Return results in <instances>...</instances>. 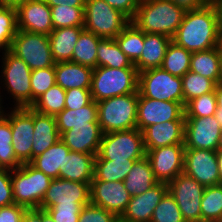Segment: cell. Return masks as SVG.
<instances>
[{
	"label": "cell",
	"instance_id": "cell-21",
	"mask_svg": "<svg viewBox=\"0 0 222 222\" xmlns=\"http://www.w3.org/2000/svg\"><path fill=\"white\" fill-rule=\"evenodd\" d=\"M102 135L98 122H87V124L73 125L60 135V139L70 151L97 155Z\"/></svg>",
	"mask_w": 222,
	"mask_h": 222
},
{
	"label": "cell",
	"instance_id": "cell-47",
	"mask_svg": "<svg viewBox=\"0 0 222 222\" xmlns=\"http://www.w3.org/2000/svg\"><path fill=\"white\" fill-rule=\"evenodd\" d=\"M85 205H60L55 204L45 211L55 222H78L82 208Z\"/></svg>",
	"mask_w": 222,
	"mask_h": 222
},
{
	"label": "cell",
	"instance_id": "cell-22",
	"mask_svg": "<svg viewBox=\"0 0 222 222\" xmlns=\"http://www.w3.org/2000/svg\"><path fill=\"white\" fill-rule=\"evenodd\" d=\"M142 133L145 151L168 145L184 144L185 120L152 124Z\"/></svg>",
	"mask_w": 222,
	"mask_h": 222
},
{
	"label": "cell",
	"instance_id": "cell-6",
	"mask_svg": "<svg viewBox=\"0 0 222 222\" xmlns=\"http://www.w3.org/2000/svg\"><path fill=\"white\" fill-rule=\"evenodd\" d=\"M145 156L143 133L134 128L104 133L95 160H140Z\"/></svg>",
	"mask_w": 222,
	"mask_h": 222
},
{
	"label": "cell",
	"instance_id": "cell-8",
	"mask_svg": "<svg viewBox=\"0 0 222 222\" xmlns=\"http://www.w3.org/2000/svg\"><path fill=\"white\" fill-rule=\"evenodd\" d=\"M2 57V78L4 87L15 100V108L30 107L32 105L31 69L10 50H4Z\"/></svg>",
	"mask_w": 222,
	"mask_h": 222
},
{
	"label": "cell",
	"instance_id": "cell-30",
	"mask_svg": "<svg viewBox=\"0 0 222 222\" xmlns=\"http://www.w3.org/2000/svg\"><path fill=\"white\" fill-rule=\"evenodd\" d=\"M189 71L212 79L216 84L219 83L220 46L192 53Z\"/></svg>",
	"mask_w": 222,
	"mask_h": 222
},
{
	"label": "cell",
	"instance_id": "cell-43",
	"mask_svg": "<svg viewBox=\"0 0 222 222\" xmlns=\"http://www.w3.org/2000/svg\"><path fill=\"white\" fill-rule=\"evenodd\" d=\"M217 108L215 91L205 93L190 100L184 107L185 117L214 116Z\"/></svg>",
	"mask_w": 222,
	"mask_h": 222
},
{
	"label": "cell",
	"instance_id": "cell-25",
	"mask_svg": "<svg viewBox=\"0 0 222 222\" xmlns=\"http://www.w3.org/2000/svg\"><path fill=\"white\" fill-rule=\"evenodd\" d=\"M93 69L71 61L55 63L56 84L64 90L91 88Z\"/></svg>",
	"mask_w": 222,
	"mask_h": 222
},
{
	"label": "cell",
	"instance_id": "cell-61",
	"mask_svg": "<svg viewBox=\"0 0 222 222\" xmlns=\"http://www.w3.org/2000/svg\"><path fill=\"white\" fill-rule=\"evenodd\" d=\"M217 150H222V129L220 132V138H219V144H218Z\"/></svg>",
	"mask_w": 222,
	"mask_h": 222
},
{
	"label": "cell",
	"instance_id": "cell-62",
	"mask_svg": "<svg viewBox=\"0 0 222 222\" xmlns=\"http://www.w3.org/2000/svg\"><path fill=\"white\" fill-rule=\"evenodd\" d=\"M0 97H1V95H0ZM2 98H0V109H2L3 107H2V105H1V100Z\"/></svg>",
	"mask_w": 222,
	"mask_h": 222
},
{
	"label": "cell",
	"instance_id": "cell-44",
	"mask_svg": "<svg viewBox=\"0 0 222 222\" xmlns=\"http://www.w3.org/2000/svg\"><path fill=\"white\" fill-rule=\"evenodd\" d=\"M150 222H185L179 206L169 191L154 209Z\"/></svg>",
	"mask_w": 222,
	"mask_h": 222
},
{
	"label": "cell",
	"instance_id": "cell-2",
	"mask_svg": "<svg viewBox=\"0 0 222 222\" xmlns=\"http://www.w3.org/2000/svg\"><path fill=\"white\" fill-rule=\"evenodd\" d=\"M185 12L170 0H140L131 22L144 33L164 34L173 38Z\"/></svg>",
	"mask_w": 222,
	"mask_h": 222
},
{
	"label": "cell",
	"instance_id": "cell-18",
	"mask_svg": "<svg viewBox=\"0 0 222 222\" xmlns=\"http://www.w3.org/2000/svg\"><path fill=\"white\" fill-rule=\"evenodd\" d=\"M131 197L123 181H91L90 203L114 213L118 218L126 211Z\"/></svg>",
	"mask_w": 222,
	"mask_h": 222
},
{
	"label": "cell",
	"instance_id": "cell-54",
	"mask_svg": "<svg viewBox=\"0 0 222 222\" xmlns=\"http://www.w3.org/2000/svg\"><path fill=\"white\" fill-rule=\"evenodd\" d=\"M50 7L59 5L71 6V7H84L86 0H45Z\"/></svg>",
	"mask_w": 222,
	"mask_h": 222
},
{
	"label": "cell",
	"instance_id": "cell-39",
	"mask_svg": "<svg viewBox=\"0 0 222 222\" xmlns=\"http://www.w3.org/2000/svg\"><path fill=\"white\" fill-rule=\"evenodd\" d=\"M21 165L12 146L10 121L0 112V168L13 170Z\"/></svg>",
	"mask_w": 222,
	"mask_h": 222
},
{
	"label": "cell",
	"instance_id": "cell-20",
	"mask_svg": "<svg viewBox=\"0 0 222 222\" xmlns=\"http://www.w3.org/2000/svg\"><path fill=\"white\" fill-rule=\"evenodd\" d=\"M168 192V183L158 182L151 189L132 196L126 211L119 218L121 222H150L154 209Z\"/></svg>",
	"mask_w": 222,
	"mask_h": 222
},
{
	"label": "cell",
	"instance_id": "cell-27",
	"mask_svg": "<svg viewBox=\"0 0 222 222\" xmlns=\"http://www.w3.org/2000/svg\"><path fill=\"white\" fill-rule=\"evenodd\" d=\"M84 27H65L53 29L48 35L50 49L55 63L72 60L73 50Z\"/></svg>",
	"mask_w": 222,
	"mask_h": 222
},
{
	"label": "cell",
	"instance_id": "cell-37",
	"mask_svg": "<svg viewBox=\"0 0 222 222\" xmlns=\"http://www.w3.org/2000/svg\"><path fill=\"white\" fill-rule=\"evenodd\" d=\"M65 96L66 90L55 84L38 97L30 108L38 113L55 117L65 109Z\"/></svg>",
	"mask_w": 222,
	"mask_h": 222
},
{
	"label": "cell",
	"instance_id": "cell-7",
	"mask_svg": "<svg viewBox=\"0 0 222 222\" xmlns=\"http://www.w3.org/2000/svg\"><path fill=\"white\" fill-rule=\"evenodd\" d=\"M84 29L96 36L114 39L130 20L104 0H86Z\"/></svg>",
	"mask_w": 222,
	"mask_h": 222
},
{
	"label": "cell",
	"instance_id": "cell-23",
	"mask_svg": "<svg viewBox=\"0 0 222 222\" xmlns=\"http://www.w3.org/2000/svg\"><path fill=\"white\" fill-rule=\"evenodd\" d=\"M172 38L157 33H144V44L140 58L134 63L138 72L161 67Z\"/></svg>",
	"mask_w": 222,
	"mask_h": 222
},
{
	"label": "cell",
	"instance_id": "cell-55",
	"mask_svg": "<svg viewBox=\"0 0 222 222\" xmlns=\"http://www.w3.org/2000/svg\"><path fill=\"white\" fill-rule=\"evenodd\" d=\"M212 6L215 8L217 15V22L220 33L222 35V0H209Z\"/></svg>",
	"mask_w": 222,
	"mask_h": 222
},
{
	"label": "cell",
	"instance_id": "cell-3",
	"mask_svg": "<svg viewBox=\"0 0 222 222\" xmlns=\"http://www.w3.org/2000/svg\"><path fill=\"white\" fill-rule=\"evenodd\" d=\"M139 72L136 67H96L92 72V100H101L138 92Z\"/></svg>",
	"mask_w": 222,
	"mask_h": 222
},
{
	"label": "cell",
	"instance_id": "cell-38",
	"mask_svg": "<svg viewBox=\"0 0 222 222\" xmlns=\"http://www.w3.org/2000/svg\"><path fill=\"white\" fill-rule=\"evenodd\" d=\"M222 220V185L205 187L201 200V222Z\"/></svg>",
	"mask_w": 222,
	"mask_h": 222
},
{
	"label": "cell",
	"instance_id": "cell-12",
	"mask_svg": "<svg viewBox=\"0 0 222 222\" xmlns=\"http://www.w3.org/2000/svg\"><path fill=\"white\" fill-rule=\"evenodd\" d=\"M0 112L10 121L12 146L16 158L22 163L32 161V140L34 133V110L30 107L13 108L9 114ZM5 113V114H4Z\"/></svg>",
	"mask_w": 222,
	"mask_h": 222
},
{
	"label": "cell",
	"instance_id": "cell-33",
	"mask_svg": "<svg viewBox=\"0 0 222 222\" xmlns=\"http://www.w3.org/2000/svg\"><path fill=\"white\" fill-rule=\"evenodd\" d=\"M102 39L84 29L75 44L71 62L95 69L97 67V46Z\"/></svg>",
	"mask_w": 222,
	"mask_h": 222
},
{
	"label": "cell",
	"instance_id": "cell-50",
	"mask_svg": "<svg viewBox=\"0 0 222 222\" xmlns=\"http://www.w3.org/2000/svg\"><path fill=\"white\" fill-rule=\"evenodd\" d=\"M27 208L21 205L12 204L0 208V222H22Z\"/></svg>",
	"mask_w": 222,
	"mask_h": 222
},
{
	"label": "cell",
	"instance_id": "cell-60",
	"mask_svg": "<svg viewBox=\"0 0 222 222\" xmlns=\"http://www.w3.org/2000/svg\"><path fill=\"white\" fill-rule=\"evenodd\" d=\"M219 83H222V45L220 46V77Z\"/></svg>",
	"mask_w": 222,
	"mask_h": 222
},
{
	"label": "cell",
	"instance_id": "cell-10",
	"mask_svg": "<svg viewBox=\"0 0 222 222\" xmlns=\"http://www.w3.org/2000/svg\"><path fill=\"white\" fill-rule=\"evenodd\" d=\"M10 51L21 58L31 70L55 66L48 35L18 30Z\"/></svg>",
	"mask_w": 222,
	"mask_h": 222
},
{
	"label": "cell",
	"instance_id": "cell-31",
	"mask_svg": "<svg viewBox=\"0 0 222 222\" xmlns=\"http://www.w3.org/2000/svg\"><path fill=\"white\" fill-rule=\"evenodd\" d=\"M55 118L59 135L71 129L73 125L98 122L97 102L92 100L88 105L79 109H63Z\"/></svg>",
	"mask_w": 222,
	"mask_h": 222
},
{
	"label": "cell",
	"instance_id": "cell-41",
	"mask_svg": "<svg viewBox=\"0 0 222 222\" xmlns=\"http://www.w3.org/2000/svg\"><path fill=\"white\" fill-rule=\"evenodd\" d=\"M50 8L54 29L84 26V7L59 5Z\"/></svg>",
	"mask_w": 222,
	"mask_h": 222
},
{
	"label": "cell",
	"instance_id": "cell-1",
	"mask_svg": "<svg viewBox=\"0 0 222 222\" xmlns=\"http://www.w3.org/2000/svg\"><path fill=\"white\" fill-rule=\"evenodd\" d=\"M172 41L191 53L222 45L215 8L210 2L195 10L186 11Z\"/></svg>",
	"mask_w": 222,
	"mask_h": 222
},
{
	"label": "cell",
	"instance_id": "cell-9",
	"mask_svg": "<svg viewBox=\"0 0 222 222\" xmlns=\"http://www.w3.org/2000/svg\"><path fill=\"white\" fill-rule=\"evenodd\" d=\"M138 91L146 98L184 105L181 77L171 75L161 67L139 72Z\"/></svg>",
	"mask_w": 222,
	"mask_h": 222
},
{
	"label": "cell",
	"instance_id": "cell-52",
	"mask_svg": "<svg viewBox=\"0 0 222 222\" xmlns=\"http://www.w3.org/2000/svg\"><path fill=\"white\" fill-rule=\"evenodd\" d=\"M22 222H55L52 217L41 209H27Z\"/></svg>",
	"mask_w": 222,
	"mask_h": 222
},
{
	"label": "cell",
	"instance_id": "cell-49",
	"mask_svg": "<svg viewBox=\"0 0 222 222\" xmlns=\"http://www.w3.org/2000/svg\"><path fill=\"white\" fill-rule=\"evenodd\" d=\"M14 204L11 170L0 168V208Z\"/></svg>",
	"mask_w": 222,
	"mask_h": 222
},
{
	"label": "cell",
	"instance_id": "cell-14",
	"mask_svg": "<svg viewBox=\"0 0 222 222\" xmlns=\"http://www.w3.org/2000/svg\"><path fill=\"white\" fill-rule=\"evenodd\" d=\"M90 203V185L63 178L52 179L39 209L46 210L55 204L87 205Z\"/></svg>",
	"mask_w": 222,
	"mask_h": 222
},
{
	"label": "cell",
	"instance_id": "cell-53",
	"mask_svg": "<svg viewBox=\"0 0 222 222\" xmlns=\"http://www.w3.org/2000/svg\"><path fill=\"white\" fill-rule=\"evenodd\" d=\"M185 11L195 10L203 7L209 0H170Z\"/></svg>",
	"mask_w": 222,
	"mask_h": 222
},
{
	"label": "cell",
	"instance_id": "cell-36",
	"mask_svg": "<svg viewBox=\"0 0 222 222\" xmlns=\"http://www.w3.org/2000/svg\"><path fill=\"white\" fill-rule=\"evenodd\" d=\"M191 55L190 51L171 41L161 68L171 75L183 77L189 71Z\"/></svg>",
	"mask_w": 222,
	"mask_h": 222
},
{
	"label": "cell",
	"instance_id": "cell-42",
	"mask_svg": "<svg viewBox=\"0 0 222 222\" xmlns=\"http://www.w3.org/2000/svg\"><path fill=\"white\" fill-rule=\"evenodd\" d=\"M17 31L16 8L0 4V49L10 50Z\"/></svg>",
	"mask_w": 222,
	"mask_h": 222
},
{
	"label": "cell",
	"instance_id": "cell-4",
	"mask_svg": "<svg viewBox=\"0 0 222 222\" xmlns=\"http://www.w3.org/2000/svg\"><path fill=\"white\" fill-rule=\"evenodd\" d=\"M138 94L115 96L97 102V116L102 133L137 128Z\"/></svg>",
	"mask_w": 222,
	"mask_h": 222
},
{
	"label": "cell",
	"instance_id": "cell-34",
	"mask_svg": "<svg viewBox=\"0 0 222 222\" xmlns=\"http://www.w3.org/2000/svg\"><path fill=\"white\" fill-rule=\"evenodd\" d=\"M135 161L138 160H95L93 180L124 181Z\"/></svg>",
	"mask_w": 222,
	"mask_h": 222
},
{
	"label": "cell",
	"instance_id": "cell-57",
	"mask_svg": "<svg viewBox=\"0 0 222 222\" xmlns=\"http://www.w3.org/2000/svg\"><path fill=\"white\" fill-rule=\"evenodd\" d=\"M26 1L27 0H0V4L16 8L19 4L25 3Z\"/></svg>",
	"mask_w": 222,
	"mask_h": 222
},
{
	"label": "cell",
	"instance_id": "cell-15",
	"mask_svg": "<svg viewBox=\"0 0 222 222\" xmlns=\"http://www.w3.org/2000/svg\"><path fill=\"white\" fill-rule=\"evenodd\" d=\"M221 129L214 116L185 117L184 146L217 151Z\"/></svg>",
	"mask_w": 222,
	"mask_h": 222
},
{
	"label": "cell",
	"instance_id": "cell-48",
	"mask_svg": "<svg viewBox=\"0 0 222 222\" xmlns=\"http://www.w3.org/2000/svg\"><path fill=\"white\" fill-rule=\"evenodd\" d=\"M91 88H72L66 90L65 109H79L92 101Z\"/></svg>",
	"mask_w": 222,
	"mask_h": 222
},
{
	"label": "cell",
	"instance_id": "cell-26",
	"mask_svg": "<svg viewBox=\"0 0 222 222\" xmlns=\"http://www.w3.org/2000/svg\"><path fill=\"white\" fill-rule=\"evenodd\" d=\"M60 139L54 116L44 115L34 110V133L32 140V159L42 154Z\"/></svg>",
	"mask_w": 222,
	"mask_h": 222
},
{
	"label": "cell",
	"instance_id": "cell-28",
	"mask_svg": "<svg viewBox=\"0 0 222 222\" xmlns=\"http://www.w3.org/2000/svg\"><path fill=\"white\" fill-rule=\"evenodd\" d=\"M69 152L70 149L59 139L42 154L34 157L30 164L51 179H56L59 178V173L64 170L65 156Z\"/></svg>",
	"mask_w": 222,
	"mask_h": 222
},
{
	"label": "cell",
	"instance_id": "cell-56",
	"mask_svg": "<svg viewBox=\"0 0 222 222\" xmlns=\"http://www.w3.org/2000/svg\"><path fill=\"white\" fill-rule=\"evenodd\" d=\"M214 91H215L216 99H217L216 109H221L222 111V83H217Z\"/></svg>",
	"mask_w": 222,
	"mask_h": 222
},
{
	"label": "cell",
	"instance_id": "cell-13",
	"mask_svg": "<svg viewBox=\"0 0 222 222\" xmlns=\"http://www.w3.org/2000/svg\"><path fill=\"white\" fill-rule=\"evenodd\" d=\"M184 105L181 102L150 99L138 94L137 128L142 132L152 124L166 121L185 120Z\"/></svg>",
	"mask_w": 222,
	"mask_h": 222
},
{
	"label": "cell",
	"instance_id": "cell-45",
	"mask_svg": "<svg viewBox=\"0 0 222 222\" xmlns=\"http://www.w3.org/2000/svg\"><path fill=\"white\" fill-rule=\"evenodd\" d=\"M32 104L50 87L56 84L55 66L31 71Z\"/></svg>",
	"mask_w": 222,
	"mask_h": 222
},
{
	"label": "cell",
	"instance_id": "cell-11",
	"mask_svg": "<svg viewBox=\"0 0 222 222\" xmlns=\"http://www.w3.org/2000/svg\"><path fill=\"white\" fill-rule=\"evenodd\" d=\"M205 186L194 178L181 173L168 183L185 222H201V200Z\"/></svg>",
	"mask_w": 222,
	"mask_h": 222
},
{
	"label": "cell",
	"instance_id": "cell-29",
	"mask_svg": "<svg viewBox=\"0 0 222 222\" xmlns=\"http://www.w3.org/2000/svg\"><path fill=\"white\" fill-rule=\"evenodd\" d=\"M123 183L131 196L140 195L158 183L146 156L135 161Z\"/></svg>",
	"mask_w": 222,
	"mask_h": 222
},
{
	"label": "cell",
	"instance_id": "cell-17",
	"mask_svg": "<svg viewBox=\"0 0 222 222\" xmlns=\"http://www.w3.org/2000/svg\"><path fill=\"white\" fill-rule=\"evenodd\" d=\"M184 144L168 145L146 151L155 178L158 182L169 183L184 169Z\"/></svg>",
	"mask_w": 222,
	"mask_h": 222
},
{
	"label": "cell",
	"instance_id": "cell-32",
	"mask_svg": "<svg viewBox=\"0 0 222 222\" xmlns=\"http://www.w3.org/2000/svg\"><path fill=\"white\" fill-rule=\"evenodd\" d=\"M97 67H135L128 56L120 49L115 39L103 38L97 46Z\"/></svg>",
	"mask_w": 222,
	"mask_h": 222
},
{
	"label": "cell",
	"instance_id": "cell-58",
	"mask_svg": "<svg viewBox=\"0 0 222 222\" xmlns=\"http://www.w3.org/2000/svg\"><path fill=\"white\" fill-rule=\"evenodd\" d=\"M217 165L219 171L220 185H222V150H217Z\"/></svg>",
	"mask_w": 222,
	"mask_h": 222
},
{
	"label": "cell",
	"instance_id": "cell-16",
	"mask_svg": "<svg viewBox=\"0 0 222 222\" xmlns=\"http://www.w3.org/2000/svg\"><path fill=\"white\" fill-rule=\"evenodd\" d=\"M183 173L205 187L219 185L217 151L185 148Z\"/></svg>",
	"mask_w": 222,
	"mask_h": 222
},
{
	"label": "cell",
	"instance_id": "cell-51",
	"mask_svg": "<svg viewBox=\"0 0 222 222\" xmlns=\"http://www.w3.org/2000/svg\"><path fill=\"white\" fill-rule=\"evenodd\" d=\"M114 9L124 14L130 21L134 18L140 0H104Z\"/></svg>",
	"mask_w": 222,
	"mask_h": 222
},
{
	"label": "cell",
	"instance_id": "cell-5",
	"mask_svg": "<svg viewBox=\"0 0 222 222\" xmlns=\"http://www.w3.org/2000/svg\"><path fill=\"white\" fill-rule=\"evenodd\" d=\"M51 178L30 163L11 170L14 203L27 209H39Z\"/></svg>",
	"mask_w": 222,
	"mask_h": 222
},
{
	"label": "cell",
	"instance_id": "cell-35",
	"mask_svg": "<svg viewBox=\"0 0 222 222\" xmlns=\"http://www.w3.org/2000/svg\"><path fill=\"white\" fill-rule=\"evenodd\" d=\"M114 39L133 64L140 58L144 44V32L131 21Z\"/></svg>",
	"mask_w": 222,
	"mask_h": 222
},
{
	"label": "cell",
	"instance_id": "cell-46",
	"mask_svg": "<svg viewBox=\"0 0 222 222\" xmlns=\"http://www.w3.org/2000/svg\"><path fill=\"white\" fill-rule=\"evenodd\" d=\"M119 218L112 212L91 203L85 205L78 222H118Z\"/></svg>",
	"mask_w": 222,
	"mask_h": 222
},
{
	"label": "cell",
	"instance_id": "cell-19",
	"mask_svg": "<svg viewBox=\"0 0 222 222\" xmlns=\"http://www.w3.org/2000/svg\"><path fill=\"white\" fill-rule=\"evenodd\" d=\"M16 11L18 30L49 35L54 29L51 8L45 0H27Z\"/></svg>",
	"mask_w": 222,
	"mask_h": 222
},
{
	"label": "cell",
	"instance_id": "cell-40",
	"mask_svg": "<svg viewBox=\"0 0 222 222\" xmlns=\"http://www.w3.org/2000/svg\"><path fill=\"white\" fill-rule=\"evenodd\" d=\"M181 80L184 106L196 97L208 92H213L216 86V83L212 79L205 78L204 76L191 71H188L183 77H181Z\"/></svg>",
	"mask_w": 222,
	"mask_h": 222
},
{
	"label": "cell",
	"instance_id": "cell-24",
	"mask_svg": "<svg viewBox=\"0 0 222 222\" xmlns=\"http://www.w3.org/2000/svg\"><path fill=\"white\" fill-rule=\"evenodd\" d=\"M95 154L70 151L65 156L64 170L59 178L91 184L94 178Z\"/></svg>",
	"mask_w": 222,
	"mask_h": 222
},
{
	"label": "cell",
	"instance_id": "cell-59",
	"mask_svg": "<svg viewBox=\"0 0 222 222\" xmlns=\"http://www.w3.org/2000/svg\"><path fill=\"white\" fill-rule=\"evenodd\" d=\"M214 117L216 118V120L218 121V123L220 124V126L222 128V111H221V109H216Z\"/></svg>",
	"mask_w": 222,
	"mask_h": 222
}]
</instances>
